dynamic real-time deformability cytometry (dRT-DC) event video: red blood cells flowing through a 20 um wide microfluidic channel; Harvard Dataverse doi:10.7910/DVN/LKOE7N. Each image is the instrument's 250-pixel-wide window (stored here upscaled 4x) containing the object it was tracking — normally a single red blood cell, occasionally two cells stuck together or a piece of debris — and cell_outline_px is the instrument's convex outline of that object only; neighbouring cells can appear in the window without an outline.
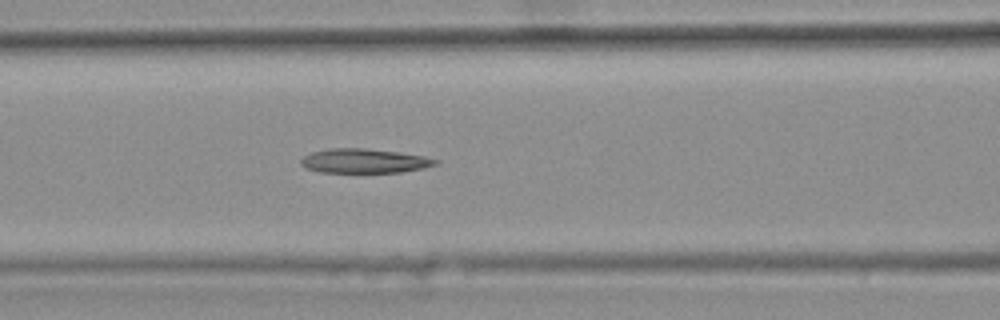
{"species": "common noctule bat (a hibernating species)", "species_latin": "Nyctalus noctula", "temperature_condition": "warm", "stored_images_in_passage": 43, "camera_frame_rate_fps": 3000, "um_per_image_px": 0.085, "animal": {"sex": "female", "body_mass_g": 25.1}, "frame": {"image": 1, "passage_image": 19, "time_ms": 6.0, "image_size_px": [1000, 320], "cell_outline_px": [[440, 164], [424, 168], [400, 172], [320, 172], [304, 168], [300, 164], [300, 160], [304, 156], [312, 152], [328, 148], [364, 148], [400, 152], [424, 156], [440, 160]], "centroid_in_image_um": [30.98, 13.67], "position_along_channel_um": 135.6, "area_um2": 19.25}, "authors_computed_cell_mechanics": {"area_um2": 19.4208, "velocity_mm_per_s": 3.7607, "shape_relaxation_time_tau1_ms": null, "shape_relaxation_time_tau2_ms": 9.3066, "deformation_change_tau1": null, "deformation_change_tau2": 0.2453}}